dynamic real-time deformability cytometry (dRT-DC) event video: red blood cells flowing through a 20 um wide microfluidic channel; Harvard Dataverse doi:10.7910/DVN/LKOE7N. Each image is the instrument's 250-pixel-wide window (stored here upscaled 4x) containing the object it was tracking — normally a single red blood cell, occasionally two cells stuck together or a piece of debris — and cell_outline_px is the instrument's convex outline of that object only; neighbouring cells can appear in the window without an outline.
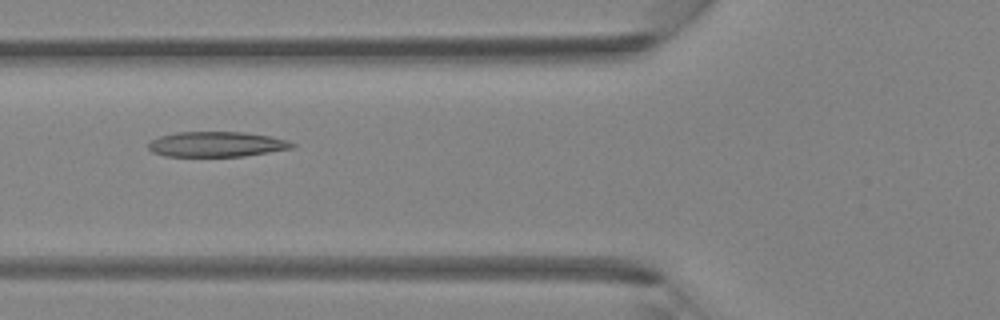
{"species": "Egyptian fruit bat (a non-hibernating species)", "species_latin": "Rousettus aegyptiacus", "temperature_condition": "room temperature", "stored_images_in_passage": 5, "camera_frame_rate_fps": 3000, "um_per_image_px": 0.085, "animal": {"sex": "female"}, "frame": {"image": 1, "passage_image": 5, "time_ms": 1.333, "image_size_px": [1000, 320], "cell_outline_px": [[296, 144], [292, 148], [244, 156], [164, 156], [152, 152], [148, 148], [148, 144], [152, 140], [160, 136], [176, 132], [244, 132], [272, 136], [288, 140]], "centroid_in_image_um": [18.42, 12.25], "position_along_channel_um": 107.4, "area_um2": 21.1}}